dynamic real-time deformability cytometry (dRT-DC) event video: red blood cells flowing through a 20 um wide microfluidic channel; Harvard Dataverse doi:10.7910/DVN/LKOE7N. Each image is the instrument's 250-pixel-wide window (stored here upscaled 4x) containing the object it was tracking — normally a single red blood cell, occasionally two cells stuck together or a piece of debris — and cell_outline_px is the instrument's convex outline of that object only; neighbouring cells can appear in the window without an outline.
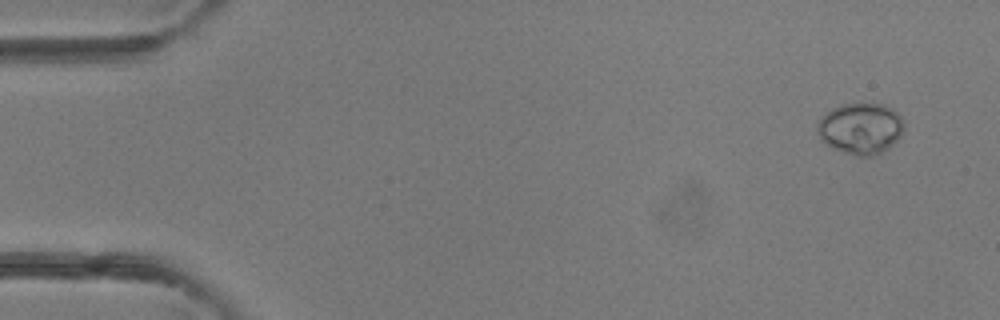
{"species": "common noctule bat (a hibernating species)", "species_latin": "Nyctalus noctula", "temperature_condition": "room temperature", "stored_images_in_passage": 5, "camera_frame_rate_fps": 3000, "um_per_image_px": 0.085, "animal": {"sex": "female"}, "frame": {"image": 1, "passage_image": 1, "time_ms": 0.0, "image_size_px": [1000, 320], "cell_outline_px": [[904, 132], [888, 148], [872, 156], [856, 156], [832, 148], [824, 144], [816, 132], [816, 124], [820, 116], [832, 108], [840, 104], [884, 104], [892, 108], [904, 120]], "centroid_in_image_um": [73.11, 10.91], "position_along_channel_um": 11.9, "area_um2": 26.18}}
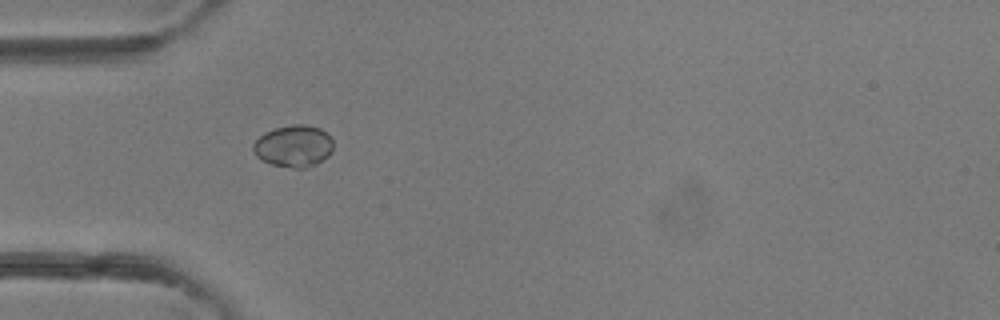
{"frame": {"image": 2, "passage_image": 4, "time_ms": 3.667, "image_size_px": [1000, 320], "cell_outline_px": [[332, 152], [328, 156], [316, 164], [308, 168], [292, 168], [272, 164], [256, 156], [252, 152], [252, 144], [264, 132], [276, 128], [292, 124], [304, 124], [320, 128], [332, 140]], "centroid_in_image_um": [24.94, 12.42], "position_along_channel_um": 60.1, "area_um2": 19.54}}
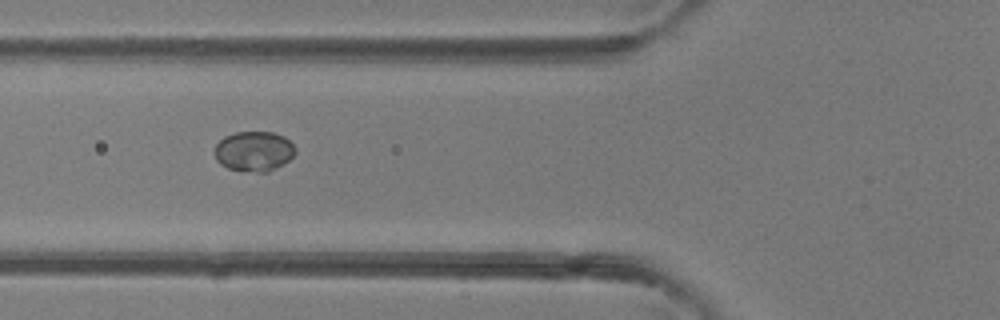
{"frame": {"image": 3, "passage_image": 5, "time_ms": 4.667, "image_size_px": [1000, 320], "cell_outline_px": [[296, 152], [288, 160], [276, 168], [268, 172], [256, 172], [228, 168], [220, 164], [216, 160], [212, 152], [216, 144], [224, 136], [236, 132], [272, 132], [284, 136], [296, 148]], "centroid_in_image_um": [21.55, 12.85], "position_along_channel_um": 104.3, "area_um2": 18.9}}